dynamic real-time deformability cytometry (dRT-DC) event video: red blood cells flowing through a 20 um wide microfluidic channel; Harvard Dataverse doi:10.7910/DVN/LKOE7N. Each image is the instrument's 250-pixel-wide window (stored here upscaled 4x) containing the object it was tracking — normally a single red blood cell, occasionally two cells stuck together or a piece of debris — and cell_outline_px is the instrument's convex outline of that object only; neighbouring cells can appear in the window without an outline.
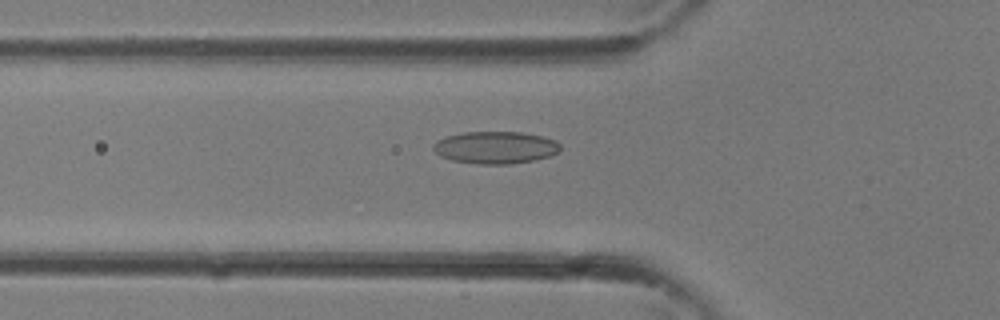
{"species": "common noctule bat (a hibernating species)", "species_latin": "Nyctalus noctula", "temperature_condition": "room temperature", "stored_images_in_passage": 34, "camera_frame_rate_fps": 3000, "um_per_image_px": 0.085, "animal": {"sex": "female"}, "frame": {"image": 1, "passage_image": 12, "time_ms": 3.667, "image_size_px": [1000, 320], "cell_outline_px": [[560, 152], [536, 160], [512, 164], [476, 164], [452, 160], [440, 156], [432, 148], [432, 144], [436, 140], [444, 136], [464, 132], [520, 132], [540, 136], [556, 140], [560, 144]], "centroid_in_image_um": [42.09, 12.54], "position_along_channel_um": 83.7, "area_um2": 24.1}}
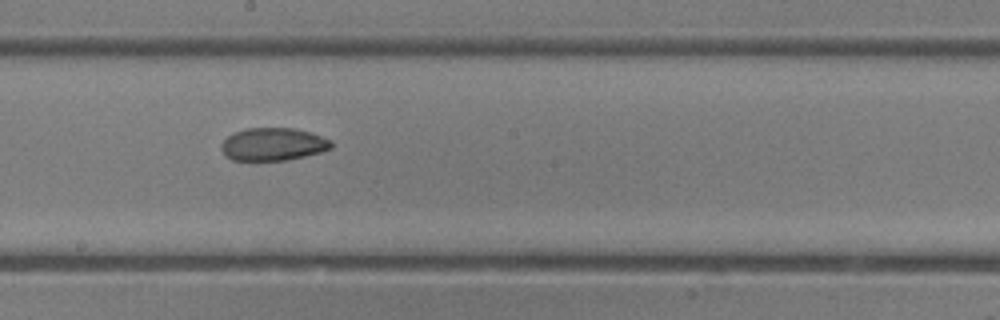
{"frame": {"image": 2, "passage_image": 19, "time_ms": 6.0, "image_size_px": [1000, 320], "cell_outline_px": [[332, 148], [320, 152], [288, 160], [256, 164], [232, 160], [224, 156], [220, 148], [220, 144], [228, 136], [236, 132], [248, 128], [292, 128], [308, 132], [332, 140]], "centroid_in_image_um": [23.14, 12.32], "position_along_channel_um": 225.1, "area_um2": 21.73}}
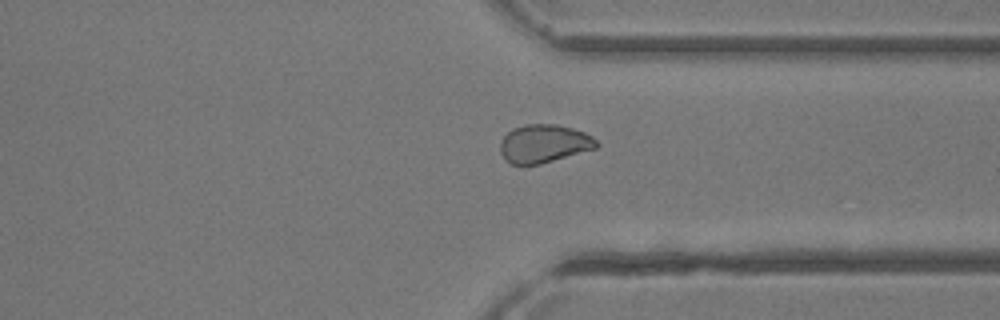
{"frame": {"image": 3, "passage_image": 26, "time_ms": 8.333, "image_size_px": [1000, 320], "cell_outline_px": [[600, 144], [596, 148], [540, 164], [508, 164], [504, 160], [500, 152], [500, 140], [512, 128], [528, 124], [556, 124], [572, 128], [584, 132], [592, 136]], "centroid_in_image_um": [46.21, 12.21], "position_along_channel_um": 365.2, "area_um2": 21.5}}